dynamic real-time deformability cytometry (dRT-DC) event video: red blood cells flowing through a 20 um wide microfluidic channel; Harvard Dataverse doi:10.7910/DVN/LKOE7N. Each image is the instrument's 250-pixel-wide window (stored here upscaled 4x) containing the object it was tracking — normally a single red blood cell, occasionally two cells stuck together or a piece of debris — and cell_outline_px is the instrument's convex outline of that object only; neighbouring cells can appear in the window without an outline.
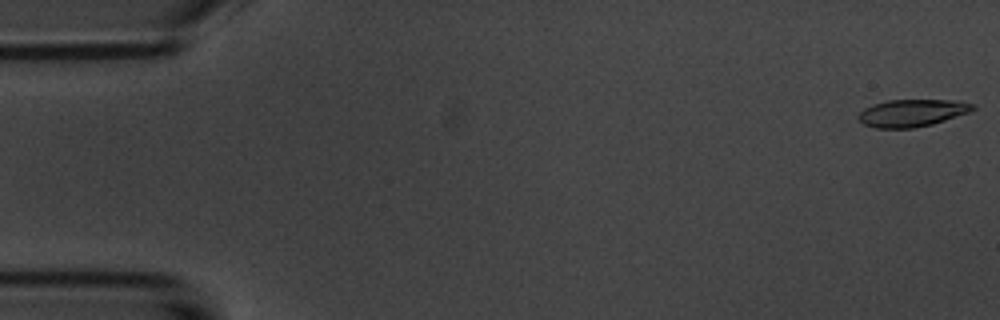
{"species": "common noctule bat (a hibernating species)", "species_latin": "Nyctalus noctula", "temperature_condition": "room temperature", "stored_images_in_passage": 5, "camera_frame_rate_fps": 3000, "um_per_image_px": 0.085, "animal": {"sex": "male", "body_mass_g": 20.1, "forearm_length_mm": 53.5}, "frame": {"image": 1, "passage_image": 1, "time_ms": 0.0, "image_size_px": [1000, 320], "cell_outline_px": [[976, 108], [972, 112], [932, 124], [912, 128], [876, 128], [864, 124], [856, 116], [864, 108], [872, 104], [888, 100], [960, 100], [976, 104]], "centroid_in_image_um": [77.58, 9.59], "position_along_channel_um": 7.4, "area_um2": 18.44}}